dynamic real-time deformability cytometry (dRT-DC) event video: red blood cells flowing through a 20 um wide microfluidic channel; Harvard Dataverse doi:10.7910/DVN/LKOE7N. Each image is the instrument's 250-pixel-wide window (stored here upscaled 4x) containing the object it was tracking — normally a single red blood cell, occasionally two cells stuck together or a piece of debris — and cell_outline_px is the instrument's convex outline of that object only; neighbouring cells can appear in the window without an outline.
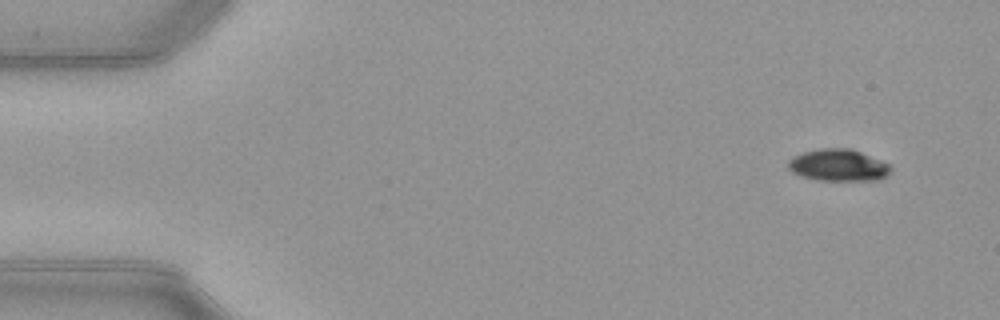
{"species": "common noctule bat (a hibernating species)", "species_latin": "Nyctalus noctula", "temperature_condition": "warm", "stored_images_in_passage": 52, "camera_frame_rate_fps": 3000, "um_per_image_px": 0.085, "animal": {"sex": "female", "body_mass_g": 21.9}, "frame": {"image": 1, "passage_image": 4, "time_ms": 1.0, "image_size_px": [1000, 320], "cell_outline_px": [[892, 168], [880, 180], [820, 180], [804, 176], [792, 172], [788, 168], [788, 160], [804, 152], [820, 148], [848, 148], [860, 152], [880, 160], [888, 164]], "centroid_in_image_um": [71.25, 14.04], "position_along_channel_um": 13.8, "area_um2": 18.67}}
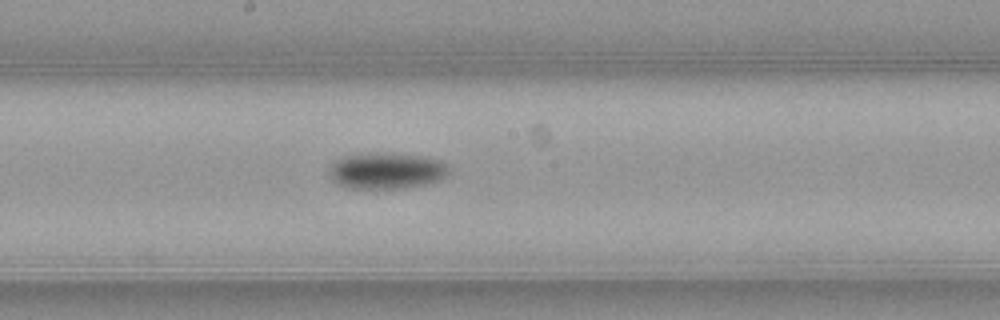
{"frame": {"image": 2, "passage_image": 28, "time_ms": 9.0, "image_size_px": [1000, 320], "cell_outline_px": [[448, 172], [444, 176], [428, 184], [404, 188], [348, 188], [336, 184], [332, 180], [328, 172], [332, 164], [336, 160], [348, 156], [376, 152], [392, 152], [420, 156], [440, 160], [448, 164]], "centroid_in_image_um": [32.84, 14.51], "position_along_channel_um": 215.4, "area_um2": 25.32}}
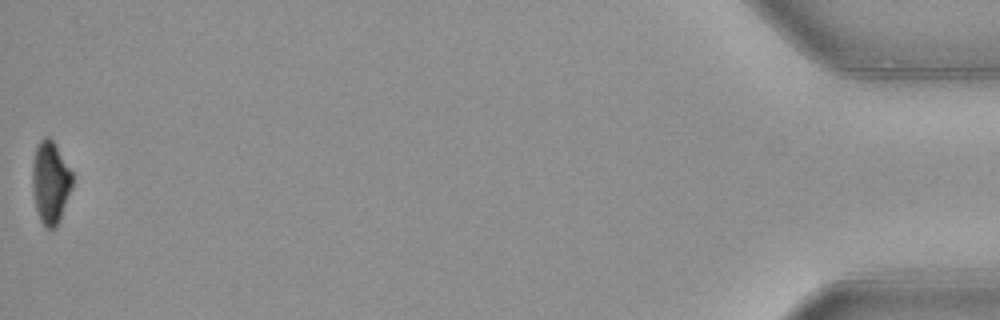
{"frame": {"image": 3, "passage_image": 52, "time_ms": 17.0, "image_size_px": [1000, 320], "cell_outline_px": [[72, 184], [60, 220], [56, 228], [44, 228], [40, 220], [36, 208], [32, 188], [32, 164], [36, 148], [40, 140], [44, 136], [48, 136], [56, 144], [72, 172]], "centroid_in_image_um": [4.27, 15.5], "position_along_channel_um": 430.9, "area_um2": 19.19}, "authors_computed_cell_mechanics": {"area_um2": 20.8369, "velocity_mm_per_s": 3.989, "shape_relaxation_time_tau1_ms": 2.0113, "shape_relaxation_time_tau2_ms": null, "deformation_change_tau1": 0.1165, "deformation_change_tau2": null}}